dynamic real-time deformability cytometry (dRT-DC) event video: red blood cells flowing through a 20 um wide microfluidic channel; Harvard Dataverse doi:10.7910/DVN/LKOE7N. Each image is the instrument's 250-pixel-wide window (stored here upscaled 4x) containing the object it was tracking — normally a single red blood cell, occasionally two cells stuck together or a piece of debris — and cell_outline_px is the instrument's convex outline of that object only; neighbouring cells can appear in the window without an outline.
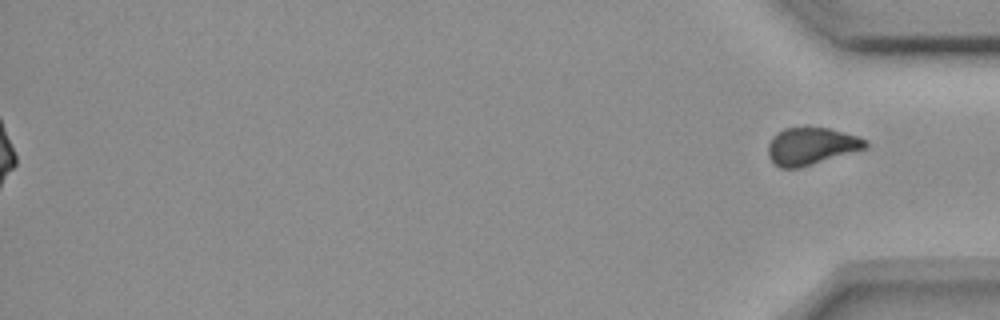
{"species": "common noctule bat (a hibernating species)", "species_latin": "Nyctalus noctula", "temperature_condition": "room temperature", "stored_images_in_passage": 44, "segment_of_instrument_passage": [2, 2], "camera_frame_rate_fps": 3000, "um_per_image_px": 0.085, "animal": {"sex": "female", "body_mass_g": 18.4}, "frame": {"image": 1, "passage_image": 44, "time_ms": 14.333, "image_size_px": [1000, 320], "cell_outline_px": [[868, 148], [800, 168], [780, 168], [768, 156], [768, 144], [772, 136], [776, 132], [784, 128], [808, 124], [828, 128], [856, 136], [868, 140]], "centroid_in_image_um": [68.94, 12.38], "position_along_channel_um": 366.3, "area_um2": 21.79}}